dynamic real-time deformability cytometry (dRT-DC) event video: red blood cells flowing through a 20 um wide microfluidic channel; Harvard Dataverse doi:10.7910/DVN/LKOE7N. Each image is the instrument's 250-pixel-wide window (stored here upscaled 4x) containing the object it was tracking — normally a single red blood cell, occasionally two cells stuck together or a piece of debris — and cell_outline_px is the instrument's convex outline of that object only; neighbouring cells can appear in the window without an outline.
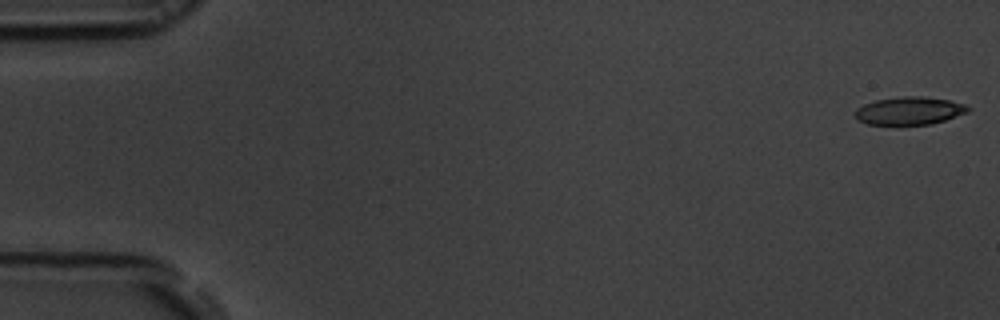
{"species": "common noctule bat (a hibernating species)", "species_latin": "Nyctalus noctula", "temperature_condition": "room temperature", "stored_images_in_passage": 54, "camera_frame_rate_fps": 3000, "um_per_image_px": 0.085, "animal": {"sex": "male", "body_mass_g": 19.5, "forearm_length_mm": 54.6}, "frame": {"image": 1, "passage_image": 1, "time_ms": 0.0, "image_size_px": [1000, 320], "cell_outline_px": [[972, 108], [968, 112], [932, 124], [868, 124], [860, 120], [856, 116], [856, 108], [864, 104], [876, 100], [904, 96], [924, 96], [948, 100], [964, 104]], "centroid_in_image_um": [77.33, 9.4], "position_along_channel_um": 7.7, "area_um2": 18.09}}
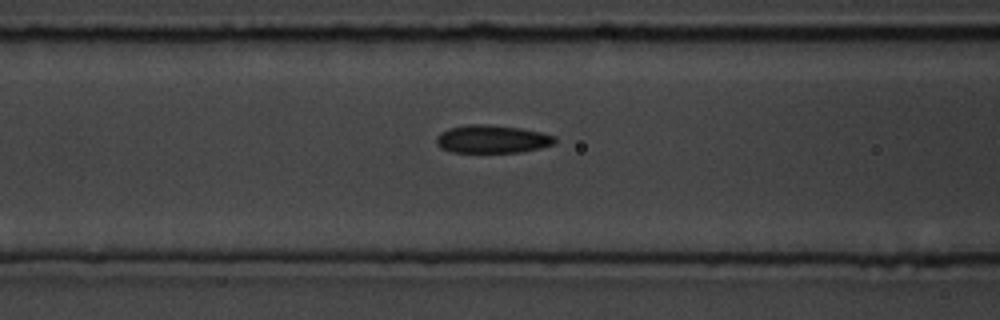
{"frame": {"image": 2, "passage_image": 22, "time_ms": 7.0, "image_size_px": [1000, 320], "cell_outline_px": [[556, 140], [552, 144], [540, 148], [520, 152], [452, 152], [440, 148], [436, 144], [436, 136], [448, 128], [468, 124], [488, 124], [520, 128], [540, 132], [556, 136]], "centroid_in_image_um": [41.8, 11.82], "position_along_channel_um": 124.8, "area_um2": 19.36}}
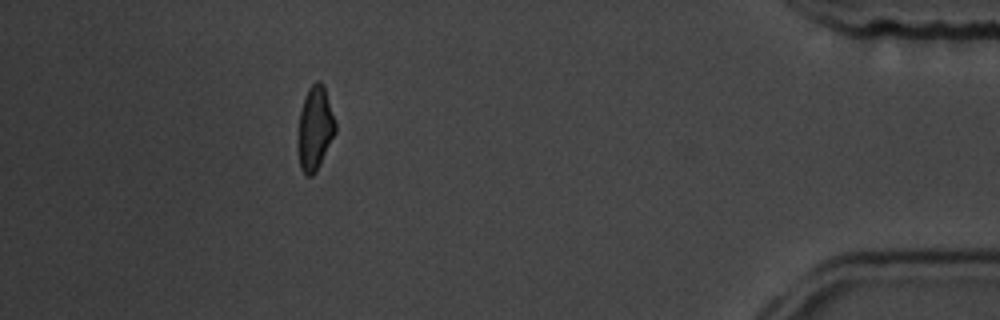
{"frame": {"image": 3, "passage_image": 49, "time_ms": 16.0, "image_size_px": [1000, 320], "cell_outline_px": [[336, 132], [316, 172], [312, 176], [308, 176], [300, 168], [300, 112], [304, 96], [308, 88], [316, 80], [320, 80], [324, 84], [336, 124]], "centroid_in_image_um": [26.81, 10.85], "position_along_channel_um": 408.4, "area_um2": 17.8}, "authors_computed_cell_mechanics": {"area_um2": 18.9006, "velocity_mm_per_s": 3.7492, "shape_relaxation_time_tau1_ms": 3.2323, "shape_relaxation_time_tau2_ms": 3.7153, "deformation_change_tau1": 0.1244, "deformation_change_tau2": 0.123}}